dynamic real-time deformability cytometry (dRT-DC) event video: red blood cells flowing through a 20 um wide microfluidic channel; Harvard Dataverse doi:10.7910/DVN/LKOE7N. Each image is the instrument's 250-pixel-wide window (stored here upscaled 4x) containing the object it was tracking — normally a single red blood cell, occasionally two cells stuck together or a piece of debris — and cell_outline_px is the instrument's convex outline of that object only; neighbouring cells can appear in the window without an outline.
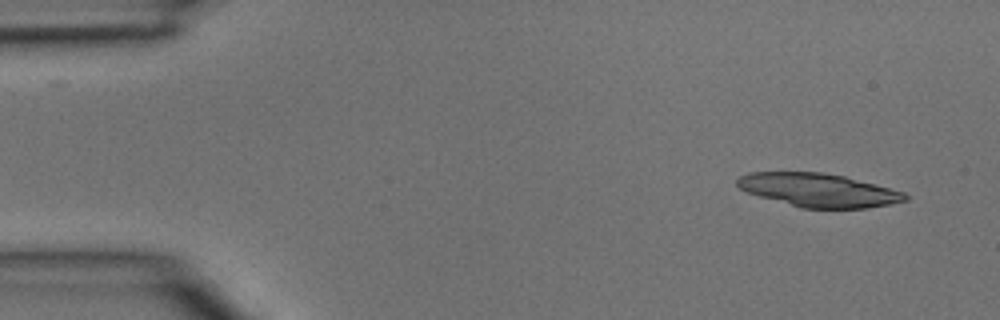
{"species": "common noctule bat (a hibernating species)", "species_latin": "Nyctalus noctula", "temperature_condition": "room temperature", "stored_images_in_passage": 3, "camera_frame_rate_fps": 3000, "um_per_image_px": 0.085, "animal": {"sex": "male", "body_mass_g": 15.6}, "frame": {"image": 1, "passage_image": 1, "time_ms": 0.0, "image_size_px": [1000, 320], "cell_outline_px": [[908, 200], [868, 208], [800, 208], [760, 196], [748, 192], [740, 188], [736, 184], [736, 180], [740, 176], [748, 172], [824, 172], [844, 176], [904, 192], [908, 196]], "centroid_in_image_um": [69.55, 16.16], "position_along_channel_um": 15.4, "area_um2": 32.54}}